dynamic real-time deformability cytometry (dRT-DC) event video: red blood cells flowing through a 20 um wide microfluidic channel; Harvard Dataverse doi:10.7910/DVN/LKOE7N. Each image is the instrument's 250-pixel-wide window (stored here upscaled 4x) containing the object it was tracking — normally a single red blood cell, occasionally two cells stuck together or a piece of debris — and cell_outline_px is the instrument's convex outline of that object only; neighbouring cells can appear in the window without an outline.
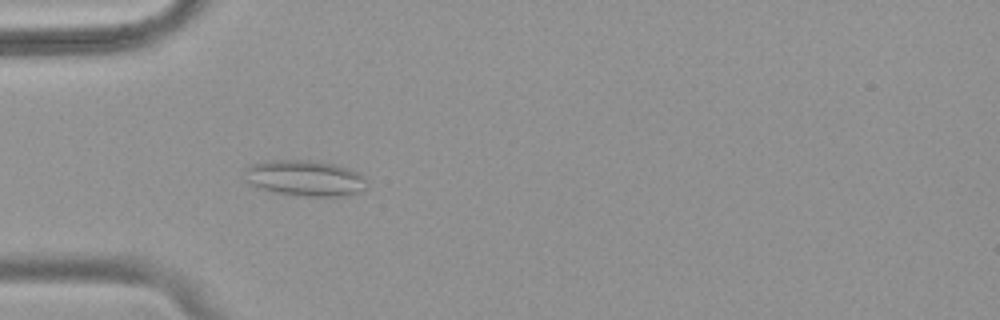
{"species": "common noctule bat (a hibernating species)", "species_latin": "Nyctalus noctula", "temperature_condition": "warm", "stored_images_in_passage": 54, "camera_frame_rate_fps": 3000, "um_per_image_px": 0.085, "animal": {"sex": "female", "body_mass_g": 18.4}, "frame": {"image": 1, "passage_image": 17, "time_ms": 5.333, "image_size_px": [1000, 320], "cell_outline_px": [[368, 188], [364, 192], [348, 196], [308, 196], [272, 192], [248, 184], [244, 180], [244, 168], [252, 164], [268, 160], [308, 160], [336, 164], [348, 168], [364, 176], [368, 180]], "centroid_in_image_um": [25.95, 15.15], "position_along_channel_um": 59.0, "area_um2": 26.13}}
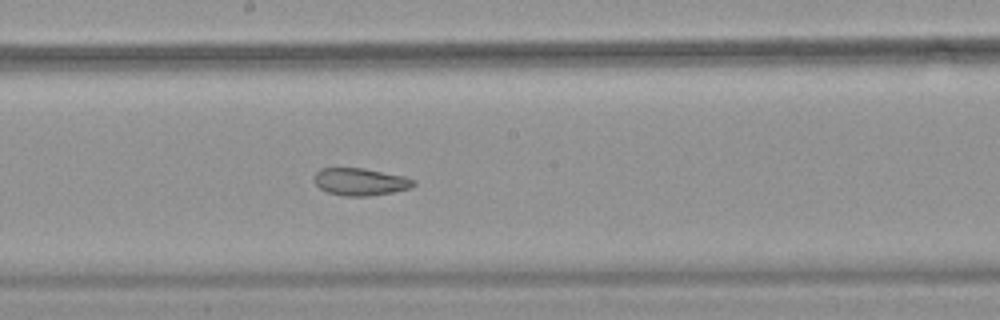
{"frame": {"image": 2, "passage_image": 30, "time_ms": 9.667, "image_size_px": [1000, 320], "cell_outline_px": [[416, 184], [412, 188], [392, 192], [368, 196], [344, 196], [328, 192], [320, 188], [312, 180], [316, 172], [320, 168], [364, 168], [404, 176], [416, 180]], "centroid_in_image_um": [30.63, 15.44], "position_along_channel_um": 217.6, "area_um2": 15.95}}
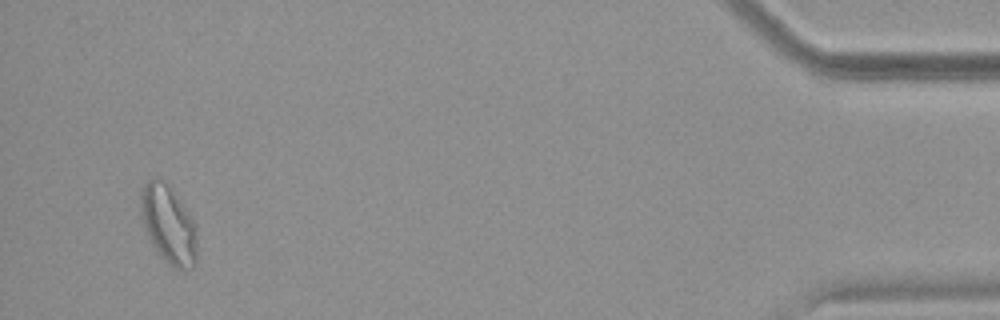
{"frame": {"image": 3, "passage_image": 52, "time_ms": 17.0, "image_size_px": [1000, 320], "cell_outline_px": [[196, 264], [192, 268], [176, 268], [168, 264], [160, 256], [152, 244], [144, 228], [140, 216], [140, 188], [148, 180], [156, 176], [160, 176], [172, 188], [196, 224]], "centroid_in_image_um": [14.29, 19.03], "position_along_channel_um": 420.9, "area_um2": 26.07}, "authors_computed_cell_mechanics": {"area_um2": 21.7617, "velocity_mm_per_s": 3.7668, "shape_relaxation_time_tau1_ms": null, "shape_relaxation_time_tau2_ms": 2.4746, "deformation_change_tau1": null, "deformation_change_tau2": 0.0921}}